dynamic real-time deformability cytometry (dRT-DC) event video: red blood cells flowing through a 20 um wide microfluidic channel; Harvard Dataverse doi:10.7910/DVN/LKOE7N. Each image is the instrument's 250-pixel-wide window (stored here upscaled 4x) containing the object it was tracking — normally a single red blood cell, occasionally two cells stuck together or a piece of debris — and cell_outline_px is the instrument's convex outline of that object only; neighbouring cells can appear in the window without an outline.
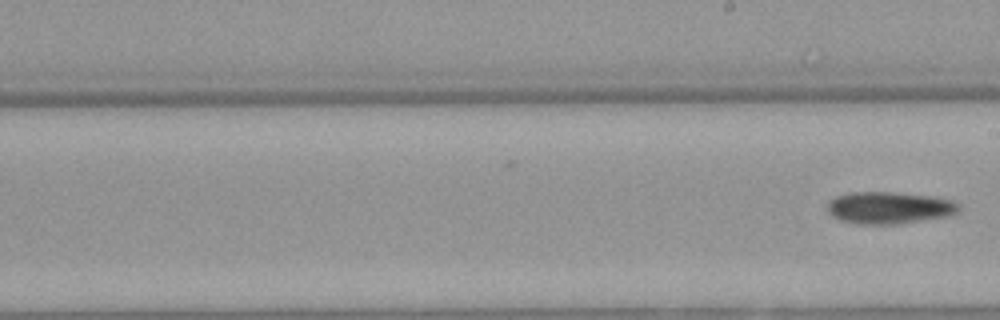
{"species": "Egyptian fruit bat (a non-hibernating species)", "species_latin": "Rousettus aegyptiacus", "temperature_condition": "warm", "stored_images_in_passage": 22, "segment_of_instrument_passage": [2, 2], "camera_frame_rate_fps": 3000, "um_per_image_px": 0.085, "animal": {"sex": "female"}, "frame": {"image": 1, "passage_image": 22, "time_ms": 7.0, "image_size_px": [1000, 320], "cell_outline_px": [[960, 212], [948, 216], [900, 224], [856, 224], [840, 220], [832, 216], [824, 208], [828, 200], [836, 196], [848, 192], [896, 192], [936, 196], [952, 200], [960, 204]], "centroid_in_image_um": [75.57, 17.65], "position_along_channel_um": 213.4, "area_um2": 25.2}}